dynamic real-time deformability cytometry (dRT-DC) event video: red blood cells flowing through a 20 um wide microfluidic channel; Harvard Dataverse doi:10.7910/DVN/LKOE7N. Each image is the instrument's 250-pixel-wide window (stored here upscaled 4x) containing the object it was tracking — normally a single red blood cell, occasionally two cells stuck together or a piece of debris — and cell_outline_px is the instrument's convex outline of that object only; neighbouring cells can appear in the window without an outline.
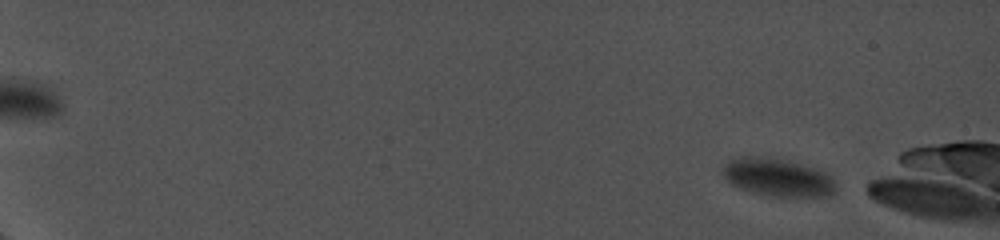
{"species": "common noctule bat (a hibernating species)", "species_latin": "Nyctalus noctula", "temperature_condition": "cold", "stored_images_in_passage": 38, "camera_frame_rate_fps": 5000, "um_per_image_px": 0.085, "animal": {"sex": "female", "body_mass_g": 19.0, "forearm_length_mm": 56.7}, "frame": {"image": 1, "passage_image": 12, "time_ms": 3.0, "image_size_px": [1000, 240], "cell_outline_px": [[836, 192], [828, 196], [768, 196], [752, 192], [740, 188], [732, 184], [724, 176], [724, 164], [728, 160], [740, 156], [752, 156], [780, 160], [800, 164], [828, 172], [836, 184]], "centroid_in_image_um": [66.13, 15.09], "position_along_channel_um": 18.9, "area_um2": 24.68}}
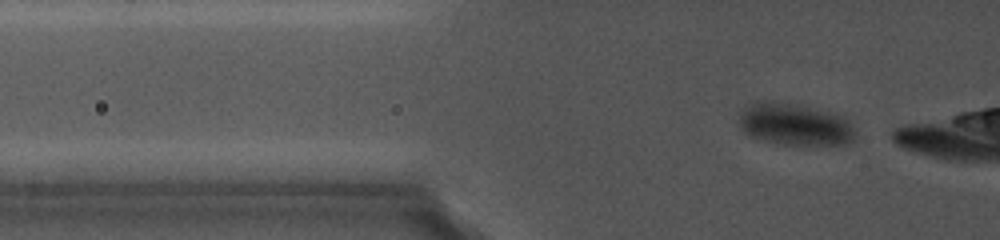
{"frame": {"image": 2, "passage_image": 29, "time_ms": 10.0, "image_size_px": [1000, 240], "cell_outline_px": [[856, 136], [852, 140], [844, 144], [784, 144], [764, 140], [752, 136], [744, 132], [740, 124], [740, 112], [752, 100], [772, 100], [828, 112], [844, 116], [852, 124], [856, 132]], "centroid_in_image_um": [67.54, 10.55], "position_along_channel_um": 58.3, "area_um2": 28.21}}
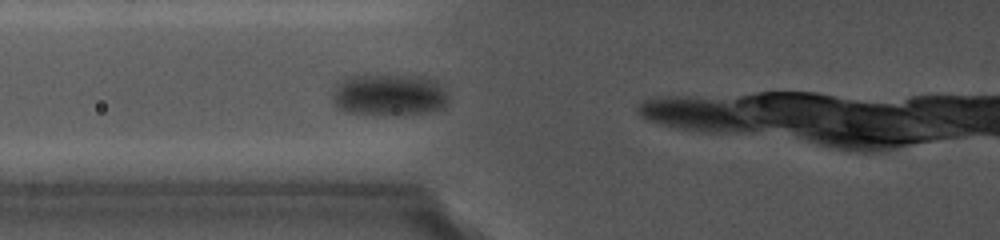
{"frame": {"image": 3, "passage_image": 35, "time_ms": 12.2, "image_size_px": [1000, 240], "cell_outline_px": [[448, 104], [444, 108], [428, 112], [396, 116], [388, 116], [344, 112], [336, 108], [332, 100], [332, 96], [336, 84], [344, 76], [368, 72], [380, 72], [420, 76], [436, 80], [444, 88], [448, 96]], "centroid_in_image_um": [33.03, 8.02], "position_along_channel_um": 92.8, "area_um2": 30.23}}